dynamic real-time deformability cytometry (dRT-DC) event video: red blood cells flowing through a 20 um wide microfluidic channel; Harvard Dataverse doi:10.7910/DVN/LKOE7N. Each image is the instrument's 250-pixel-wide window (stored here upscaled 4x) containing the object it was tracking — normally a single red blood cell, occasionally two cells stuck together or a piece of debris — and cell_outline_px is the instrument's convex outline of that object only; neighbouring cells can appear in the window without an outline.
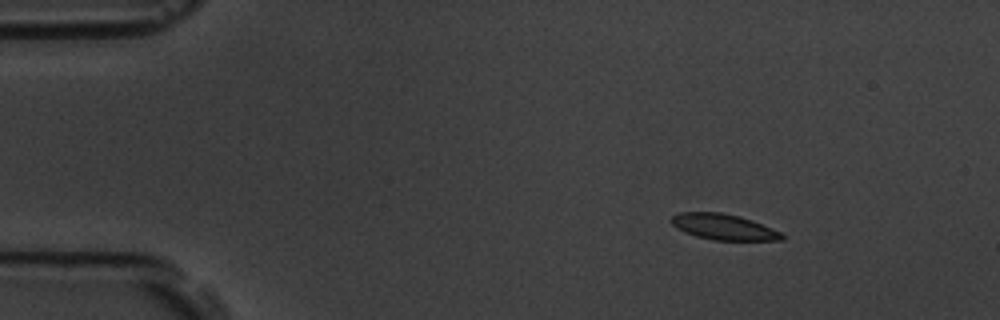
{"species": "common noctule bat (a hibernating species)", "species_latin": "Nyctalus noctula", "temperature_condition": "room temperature", "stored_images_in_passage": 10, "camera_frame_rate_fps": 3000, "um_per_image_px": 0.085, "animal": {"sex": "male", "body_mass_g": 19.5, "forearm_length_mm": 54.6}, "frame": {"image": 1, "passage_image": 1, "time_ms": 0.0, "image_size_px": [1000, 320], "cell_outline_px": [[784, 240], [712, 240], [696, 236], [684, 232], [676, 228], [668, 220], [672, 216], [680, 212], [720, 212], [740, 216], [752, 220], [780, 232], [784, 236]], "centroid_in_image_um": [61.45, 19.28], "position_along_channel_um": 23.5, "area_um2": 16.65}}
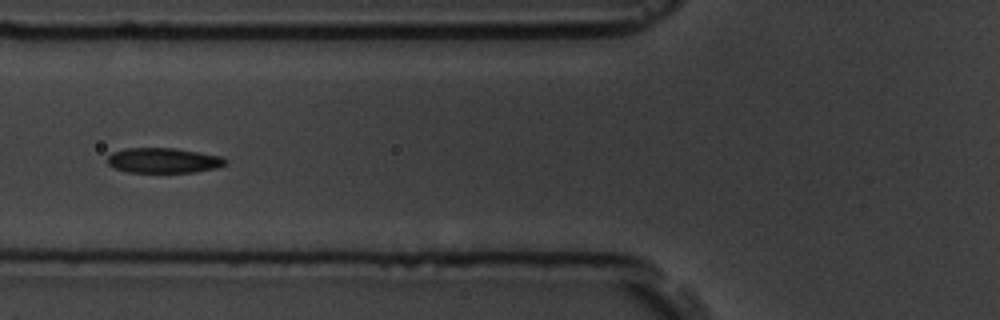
{"frame": {"image": 2, "passage_image": 5, "time_ms": 1.333, "image_size_px": [1000, 320], "cell_outline_px": [[228, 164], [216, 168], [192, 172], [128, 172], [112, 168], [108, 164], [108, 156], [112, 152], [124, 148], [172, 148], [220, 156], [228, 160]], "centroid_in_image_um": [13.87, 13.64], "position_along_channel_um": 111.9, "area_um2": 17.22}}
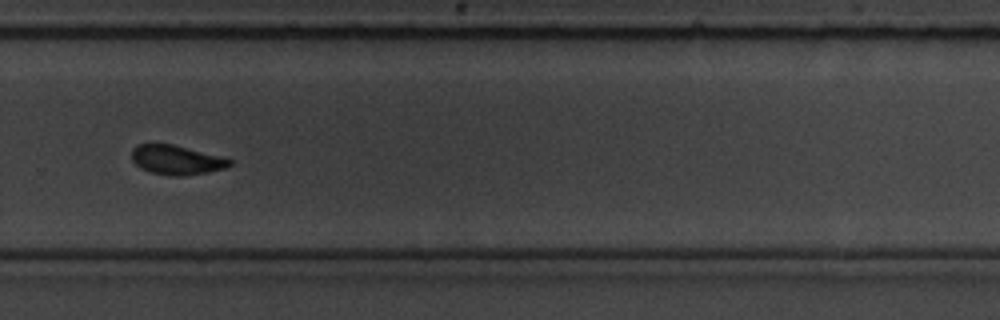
{"frame": {"image": 3, "passage_image": 10, "time_ms": 3.0, "image_size_px": [1000, 320], "cell_outline_px": [[232, 164], [228, 168], [208, 172], [184, 176], [172, 176], [152, 172], [140, 168], [132, 160], [132, 148], [136, 144], [172, 144], [232, 160]], "centroid_in_image_um": [14.98, 13.6], "position_along_channel_um": 314.8, "area_um2": 16.59}}